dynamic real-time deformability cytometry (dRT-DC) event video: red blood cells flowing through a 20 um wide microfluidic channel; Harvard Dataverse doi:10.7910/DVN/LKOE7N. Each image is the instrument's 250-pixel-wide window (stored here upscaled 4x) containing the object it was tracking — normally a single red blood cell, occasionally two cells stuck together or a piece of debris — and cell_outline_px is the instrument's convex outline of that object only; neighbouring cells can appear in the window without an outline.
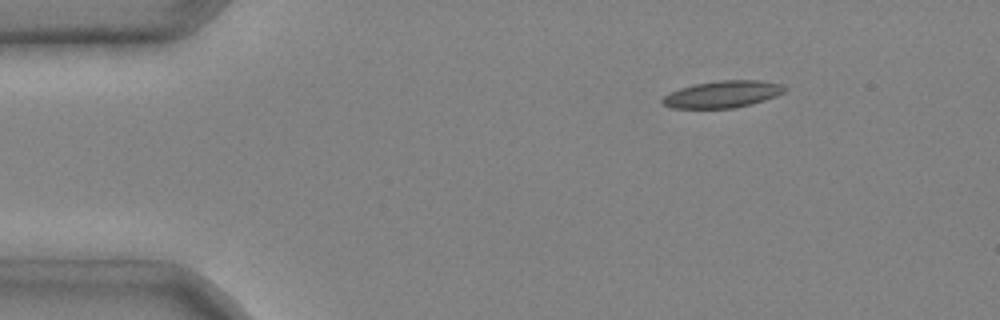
{"species": "common noctule bat (a hibernating species)", "species_latin": "Nyctalus noctula", "temperature_condition": "cold", "stored_images_in_passage": 3, "segment_of_instrument_passage": [1, 2], "camera_frame_rate_fps": 3000, "um_per_image_px": 0.085, "animal": {"sex": "male", "body_mass_g": 20.4}, "frame": {"image": 1, "passage_image": 1, "time_ms": 0.0, "image_size_px": [1000, 320], "cell_outline_px": [[788, 88], [784, 92], [776, 96], [752, 104], [736, 108], [672, 108], [664, 104], [660, 100], [664, 96], [680, 88], [696, 84], [720, 80], [764, 80], [780, 84]], "centroid_in_image_um": [61.46, 8.01], "position_along_channel_um": 23.5, "area_um2": 19.13}}
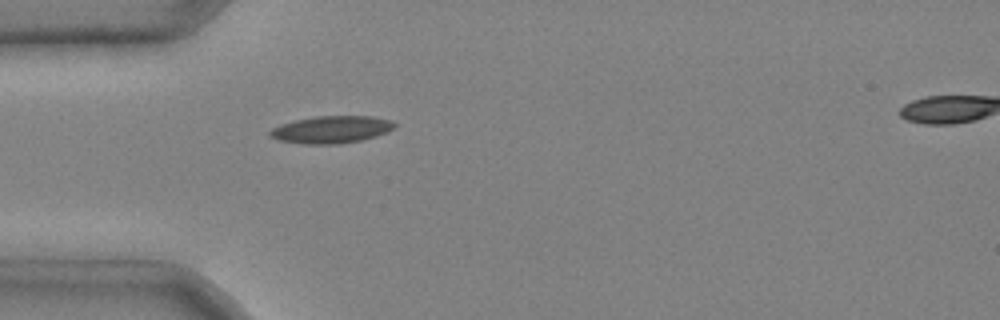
{"frame": {"image": 2, "passage_image": 2, "time_ms": 0.333, "image_size_px": [1000, 320], "cell_outline_px": [[396, 124], [392, 128], [376, 136], [360, 140], [340, 144], [300, 144], [280, 140], [268, 136], [268, 132], [272, 128], [280, 124], [296, 120], [316, 116], [372, 116], [392, 120]], "centroid_in_image_um": [28.12, 11.01], "position_along_channel_um": 56.9, "area_um2": 19.77}}